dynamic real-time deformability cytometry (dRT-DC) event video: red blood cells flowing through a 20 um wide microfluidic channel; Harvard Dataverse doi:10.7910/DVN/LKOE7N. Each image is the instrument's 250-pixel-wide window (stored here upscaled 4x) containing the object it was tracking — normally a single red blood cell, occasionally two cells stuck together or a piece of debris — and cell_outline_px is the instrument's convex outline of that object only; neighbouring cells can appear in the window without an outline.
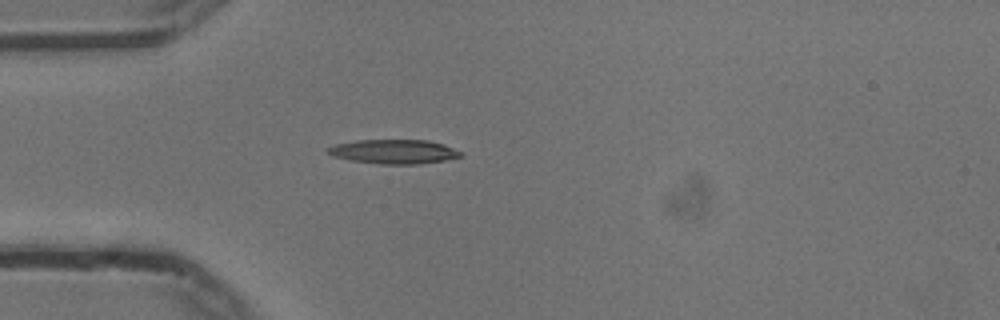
{"species": "common noctule bat (a hibernating species)", "species_latin": "Nyctalus noctula", "temperature_condition": "cold", "stored_images_in_passage": 37, "camera_frame_rate_fps": 3000, "um_per_image_px": 0.085, "animal": {"sex": "male", "body_mass_g": 13.3}, "frame": {"image": 1, "passage_image": 1, "time_ms": 0.0, "image_size_px": [1000, 320], "cell_outline_px": [[460, 156], [444, 160], [420, 164], [380, 164], [352, 160], [332, 156], [324, 148], [336, 144], [356, 140], [428, 140], [444, 144], [460, 152]], "centroid_in_image_um": [33.43, 12.88], "position_along_channel_um": 51.6, "area_um2": 18.61}}
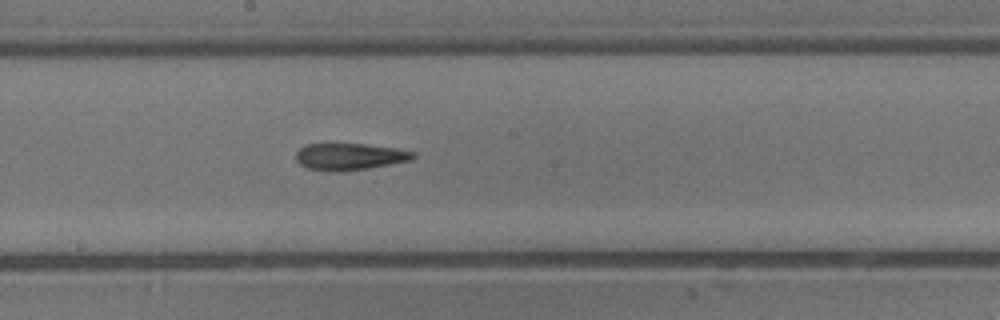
{"frame": {"image": 2, "passage_image": 15, "time_ms": 4.667, "image_size_px": [1000, 320], "cell_outline_px": [[416, 156], [412, 160], [368, 168], [308, 168], [300, 164], [296, 160], [296, 152], [304, 144], [364, 144], [396, 148], [416, 152]], "centroid_in_image_um": [29.78, 13.25], "position_along_channel_um": 218.4, "area_um2": 17.4}}
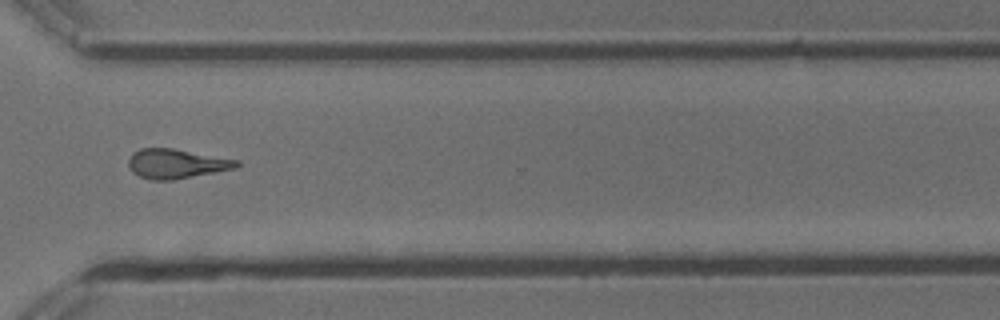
{"frame": {"image": 3, "passage_image": 26, "time_ms": 8.333, "image_size_px": [1000, 320], "cell_outline_px": [[240, 164], [236, 168], [172, 180], [152, 180], [140, 176], [132, 172], [128, 164], [128, 160], [132, 152], [140, 148], [172, 148], [240, 160]], "centroid_in_image_um": [14.98, 13.91], "position_along_channel_um": 355.6, "area_um2": 18.55}, "authors_computed_cell_mechanics": {"area_um2": 18.5538, "velocity_mm_per_s": 3.7497, "shape_relaxation_time_tau1_ms": null, "shape_relaxation_time_tau2_ms": 6.3232, "deformation_change_tau1": null, "deformation_change_tau2": 0.2042}}